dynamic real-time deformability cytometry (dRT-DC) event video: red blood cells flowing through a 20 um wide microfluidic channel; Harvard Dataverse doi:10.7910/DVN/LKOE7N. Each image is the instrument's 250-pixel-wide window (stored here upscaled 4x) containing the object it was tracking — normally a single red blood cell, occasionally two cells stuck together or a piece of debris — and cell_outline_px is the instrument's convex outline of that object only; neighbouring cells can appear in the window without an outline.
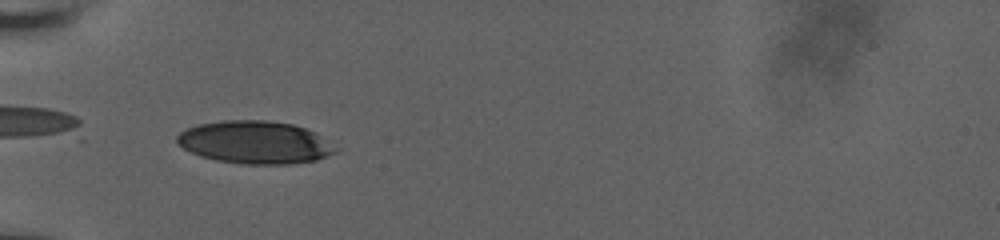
{"species": "human", "species_latin": "Homo sapiens", "temperature_condition": "room temperature", "stored_images_in_passage": 58, "camera_frame_rate_fps": 3000, "um_per_image_px": 0.085, "donor": {"sex": "male"}, "frame": {"image": 1, "passage_image": 22, "time_ms": 7.0, "image_size_px": [1000, 240], "cell_outline_px": [[340, 148], [336, 152], [328, 156], [316, 160], [288, 164], [240, 164], [216, 160], [200, 156], [176, 144], [176, 136], [180, 132], [188, 128], [200, 124], [224, 120], [268, 120], [292, 124], [304, 128], [312, 132]], "centroid_in_image_um": [21.66, 12.11], "position_along_channel_um": 63.3, "area_um2": 39.42}}
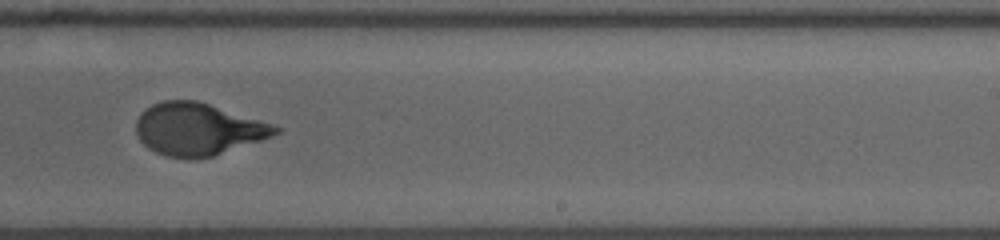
{"frame": {"image": 2, "passage_image": 39, "time_ms": 12.667, "image_size_px": [1000, 240], "cell_outline_px": [[280, 132], [272, 136], [212, 156], [188, 160], [164, 156], [148, 148], [140, 140], [136, 132], [136, 120], [140, 112], [144, 108], [152, 104], [164, 100], [196, 100], [272, 124], [280, 128]], "centroid_in_image_um": [16.76, 10.99], "position_along_channel_um": 272.2, "area_um2": 42.25}}
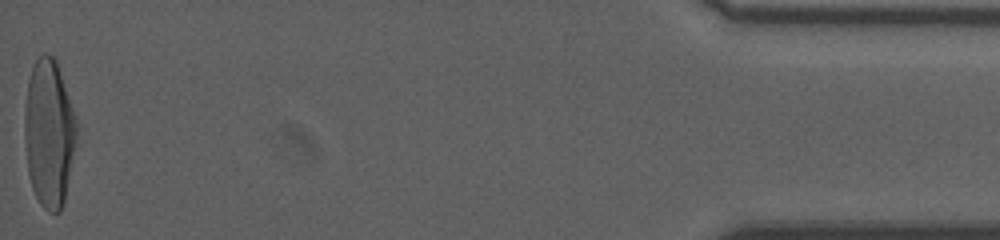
{"frame": {"image": 3, "passage_image": 58, "time_ms": 19.0, "image_size_px": [1000, 240], "cell_outline_px": [[80, 128], [64, 204], [60, 212], [48, 212], [40, 204], [32, 188], [28, 172], [24, 140], [24, 112], [28, 80], [32, 64], [44, 52], [52, 56], [56, 60]], "centroid_in_image_um": [4.19, 11.33], "position_along_channel_um": 431.0, "area_um2": 45.66}, "authors_computed_cell_mechanics": {"area_um2": 41.7027, "velocity_mm_per_s": 3.8422, "shape_relaxation_time_tau1_ms": 4.72, "shape_relaxation_time_tau2_ms": null, "deformation_change_tau1": 0.1836, "deformation_change_tau2": null}}